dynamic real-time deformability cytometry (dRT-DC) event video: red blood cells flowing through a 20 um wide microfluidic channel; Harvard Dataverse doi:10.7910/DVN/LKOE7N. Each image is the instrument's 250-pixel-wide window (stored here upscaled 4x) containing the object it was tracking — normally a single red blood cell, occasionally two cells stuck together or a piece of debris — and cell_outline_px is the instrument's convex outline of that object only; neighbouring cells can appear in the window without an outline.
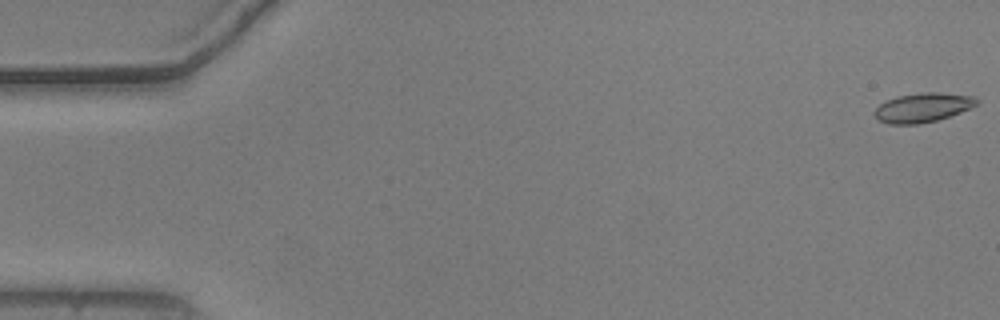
{"species": "common noctule bat (a hibernating species)", "species_latin": "Nyctalus noctula", "temperature_condition": "warm", "stored_images_in_passage": 9, "camera_frame_rate_fps": 3000, "um_per_image_px": 0.085, "animal": {"sex": "male", "body_mass_g": 20.5, "forearm_length_mm": 52.5}, "frame": {"image": 1, "passage_image": 1, "time_ms": 0.0, "image_size_px": [1000, 320], "cell_outline_px": [[980, 104], [960, 112], [936, 120], [920, 124], [888, 124], [880, 120], [872, 112], [880, 104], [896, 96], [924, 92], [940, 92], [976, 96], [980, 100]], "centroid_in_image_um": [78.48, 9.13], "position_along_channel_um": 6.5, "area_um2": 17.51}}